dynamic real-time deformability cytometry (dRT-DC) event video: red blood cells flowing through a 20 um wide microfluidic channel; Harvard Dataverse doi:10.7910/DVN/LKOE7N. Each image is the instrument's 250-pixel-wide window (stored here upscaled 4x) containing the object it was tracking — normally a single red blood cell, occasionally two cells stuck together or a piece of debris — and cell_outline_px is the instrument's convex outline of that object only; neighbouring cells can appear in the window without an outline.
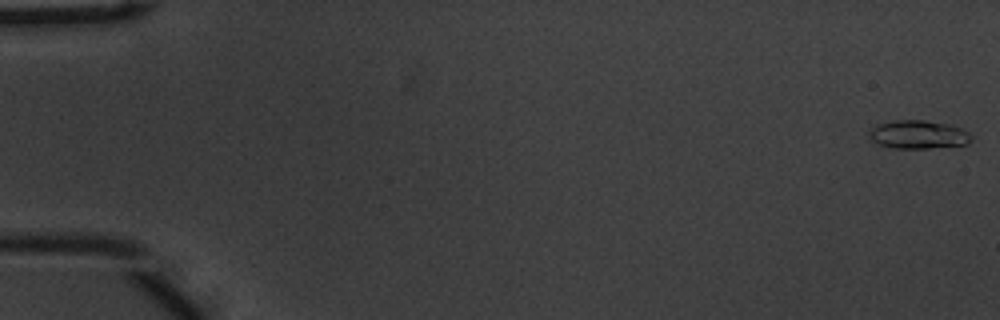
{"species": "common noctule bat (a hibernating species)", "species_latin": "Nyctalus noctula", "temperature_condition": "warm", "stored_images_in_passage": 56, "camera_frame_rate_fps": 3000, "um_per_image_px": 0.085, "animal": {"sex": "male", "body_mass_g": 20.1, "forearm_length_mm": 53.5}, "frame": {"image": 1, "passage_image": 1, "time_ms": 0.0, "image_size_px": [1000, 320], "cell_outline_px": [[972, 140], [968, 144], [928, 148], [892, 148], [880, 144], [872, 140], [868, 132], [876, 124], [896, 120], [924, 120], [948, 124], [960, 128], [968, 132], [972, 136]], "centroid_in_image_um": [78.06, 11.43], "position_along_channel_um": 6.9, "area_um2": 16.82}}
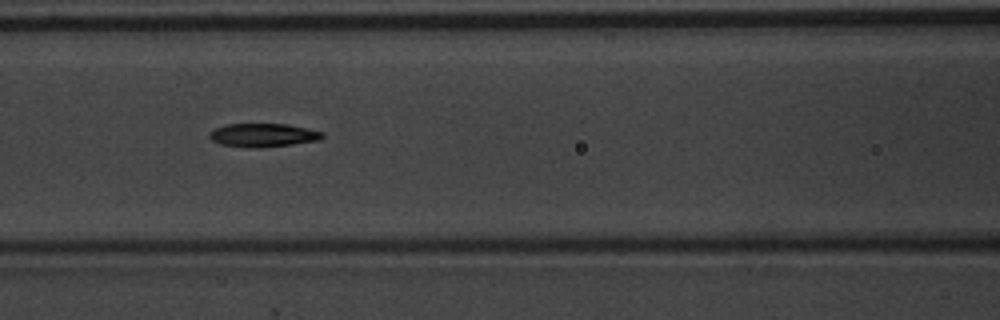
{"frame": {"image": 2, "passage_image": 25, "time_ms": 8.0, "image_size_px": [1000, 320], "cell_outline_px": [[324, 136], [320, 140], [292, 144], [260, 148], [248, 148], [220, 144], [212, 140], [208, 136], [216, 128], [224, 124], [288, 124], [308, 128], [324, 132]], "centroid_in_image_um": [22.39, 11.49], "position_along_channel_um": 144.2, "area_um2": 15.55}}
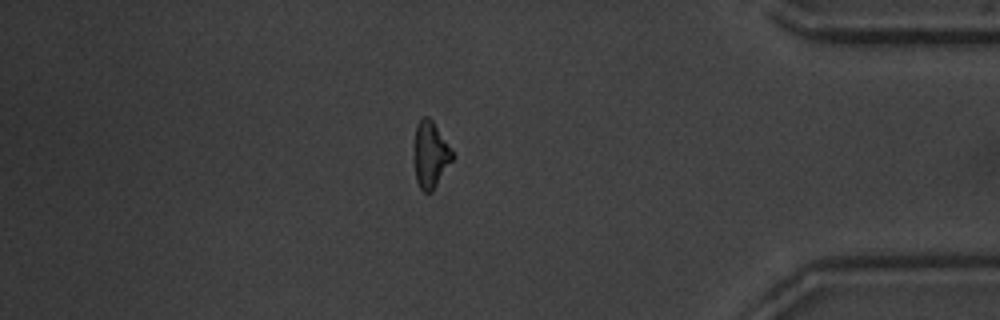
{"frame": {"image": 3, "passage_image": 48, "time_ms": 15.667, "image_size_px": [1000, 320], "cell_outline_px": [[456, 156], [432, 192], [424, 192], [420, 188], [416, 180], [416, 124], [424, 116], [428, 116], [432, 120]], "centroid_in_image_um": [36.64, 13.17], "position_along_channel_um": 398.6, "area_um2": 14.45}, "authors_computed_cell_mechanics": {"area_um2": 15.4615, "velocity_mm_per_s": 3.709, "shape_relaxation_time_tau1_ms": 4.3037, "shape_relaxation_time_tau2_ms": 3.8052, "deformation_change_tau1": 0.1772, "deformation_change_tau2": 0.1099}}